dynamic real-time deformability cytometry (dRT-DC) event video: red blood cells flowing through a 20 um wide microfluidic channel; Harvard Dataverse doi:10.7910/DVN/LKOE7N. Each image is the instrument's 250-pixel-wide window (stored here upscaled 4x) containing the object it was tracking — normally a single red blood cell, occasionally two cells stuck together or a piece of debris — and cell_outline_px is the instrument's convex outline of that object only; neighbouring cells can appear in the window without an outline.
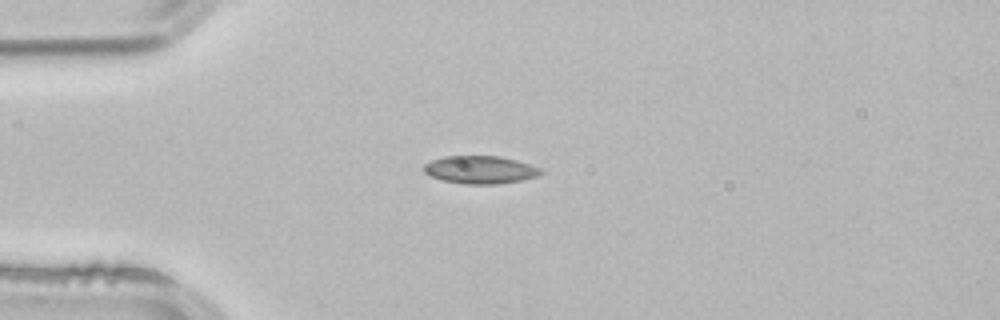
{"species": "common noctule bat (a hibernating species)", "species_latin": "Nyctalus noctula", "temperature_condition": "room temperature", "stored_images_in_passage": 1, "camera_frame_rate_fps": 3000, "um_per_image_px": 0.085, "animal": {"sex": "male", "body_mass_g": 21.5, "forearm_length_mm": 52.0}, "frame": {"image": 1, "passage_image": 1, "time_ms": 0.0, "image_size_px": [1000, 320], "cell_outline_px": [[544, 172], [540, 176], [520, 180], [496, 184], [464, 184], [440, 180], [424, 172], [424, 164], [432, 160], [444, 156], [500, 156], [516, 160], [540, 168]], "centroid_in_image_um": [40.82, 14.43], "position_along_channel_um": 44.2, "area_um2": 18.96}}